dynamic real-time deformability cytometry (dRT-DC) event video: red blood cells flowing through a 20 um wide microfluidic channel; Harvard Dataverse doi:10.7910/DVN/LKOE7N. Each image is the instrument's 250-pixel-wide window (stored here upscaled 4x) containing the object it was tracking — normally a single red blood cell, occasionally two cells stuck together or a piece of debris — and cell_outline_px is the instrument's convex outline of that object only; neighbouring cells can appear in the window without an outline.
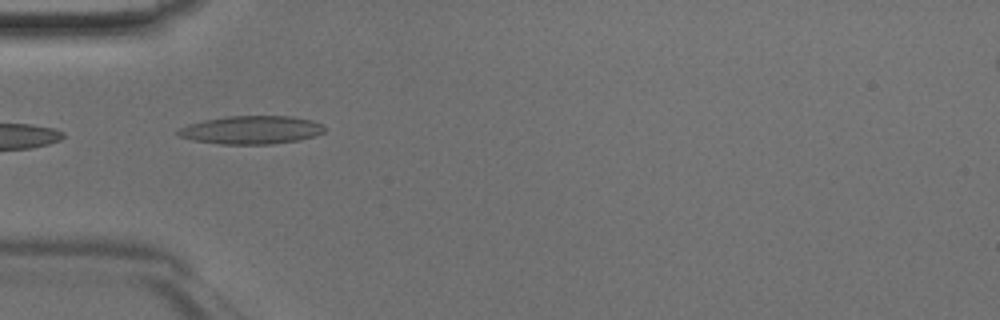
{"species": "Egyptian fruit bat (a non-hibernating species)", "species_latin": "Rousettus aegyptiacus", "temperature_condition": "room temperature", "stored_images_in_passage": 30, "camera_frame_rate_fps": 3000, "um_per_image_px": 0.085, "animal": {"sex": "male"}, "frame": {"image": 1, "passage_image": 1, "time_ms": 0.0, "image_size_px": [1000, 320], "cell_outline_px": [[328, 128], [324, 132], [300, 140], [272, 144], [220, 144], [192, 140], [180, 136], [176, 132], [180, 128], [188, 124], [204, 120], [228, 116], [292, 116], [312, 120], [324, 124]], "centroid_in_image_um": [21.41, 11.04], "position_along_channel_um": 63.6, "area_um2": 24.22}}
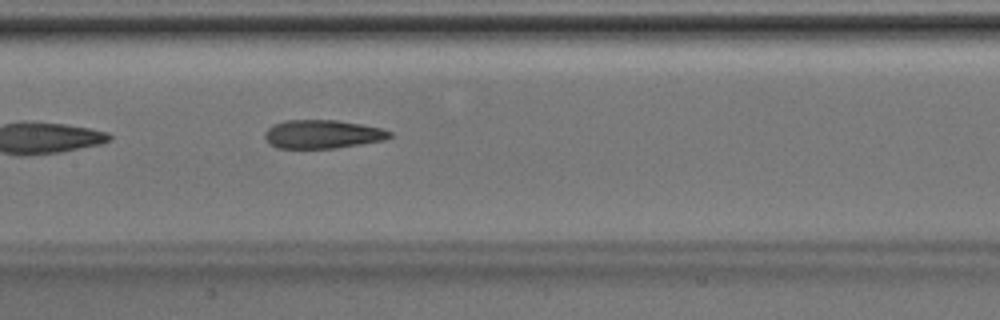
{"frame": {"image": 2, "passage_image": 9, "time_ms": 2.667, "image_size_px": [1000, 320], "cell_outline_px": [[392, 136], [384, 140], [336, 148], [276, 148], [268, 144], [264, 136], [264, 132], [272, 124], [284, 120], [336, 120], [360, 124], [380, 128], [392, 132]], "centroid_in_image_um": [27.36, 11.4], "position_along_channel_um": 180.0, "area_um2": 20.87}}